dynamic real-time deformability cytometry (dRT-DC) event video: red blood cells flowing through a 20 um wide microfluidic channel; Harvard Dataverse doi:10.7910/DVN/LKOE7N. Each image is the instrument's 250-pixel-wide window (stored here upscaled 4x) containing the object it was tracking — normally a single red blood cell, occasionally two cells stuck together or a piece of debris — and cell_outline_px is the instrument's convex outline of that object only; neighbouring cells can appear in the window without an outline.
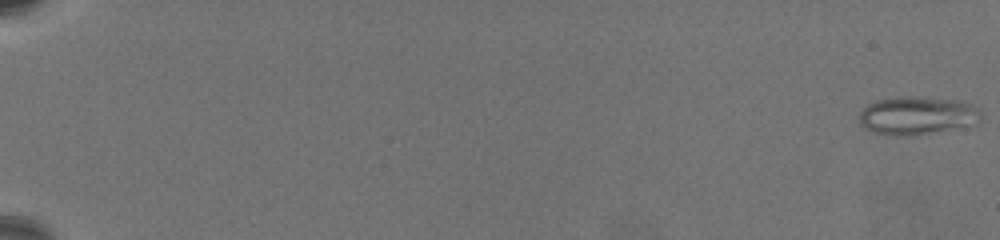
{"species": "common noctule bat (a hibernating species)", "species_latin": "Nyctalus noctula", "temperature_condition": "warm", "stored_images_in_passage": 58, "camera_frame_rate_fps": 3000, "um_per_image_px": 0.085, "animal": {"sex": "female", "body_mass_g": 19.5, "forearm_length_mm": 54.1}, "frame": {"image": 1, "passage_image": 1, "time_ms": 0.0, "image_size_px": [1000, 240], "cell_outline_px": [[980, 120], [976, 124], [932, 132], [908, 136], [896, 136], [872, 132], [864, 128], [860, 124], [860, 112], [868, 104], [876, 100], [900, 96], [912, 96], [956, 100], [972, 104], [980, 108]], "centroid_in_image_um": [77.95, 9.82], "position_along_channel_um": 7.1, "area_um2": 27.11}}
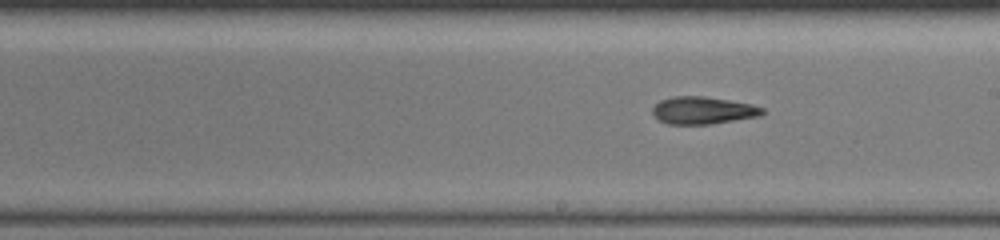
{"frame": {"image": 2, "passage_image": 42, "time_ms": 13.667, "image_size_px": [1000, 240], "cell_outline_px": [[764, 112], [760, 116], [712, 124], [668, 124], [660, 120], [652, 112], [652, 108], [660, 100], [672, 96], [704, 96], [752, 104], [764, 108]], "centroid_in_image_um": [59.76, 9.38], "position_along_channel_um": 229.2, "area_um2": 17.51}}
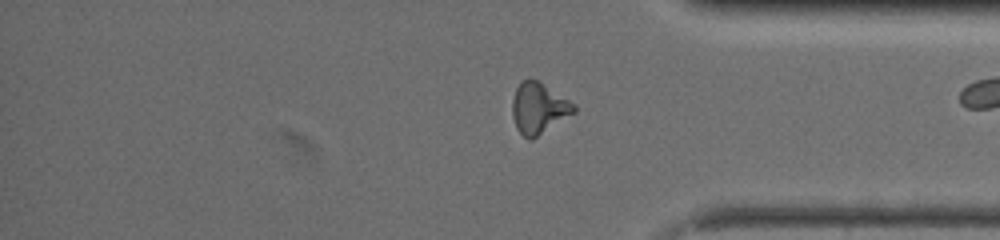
{"frame": {"image": 3, "passage_image": 57, "time_ms": 18.667, "image_size_px": [1000, 240], "cell_outline_px": [[576, 112], [532, 140], [528, 140], [516, 128], [512, 116], [512, 100], [516, 88], [528, 76], [536, 80], [576, 104]], "centroid_in_image_um": [45.78, 9.21], "position_along_channel_um": 389.4, "area_um2": 18.32}}